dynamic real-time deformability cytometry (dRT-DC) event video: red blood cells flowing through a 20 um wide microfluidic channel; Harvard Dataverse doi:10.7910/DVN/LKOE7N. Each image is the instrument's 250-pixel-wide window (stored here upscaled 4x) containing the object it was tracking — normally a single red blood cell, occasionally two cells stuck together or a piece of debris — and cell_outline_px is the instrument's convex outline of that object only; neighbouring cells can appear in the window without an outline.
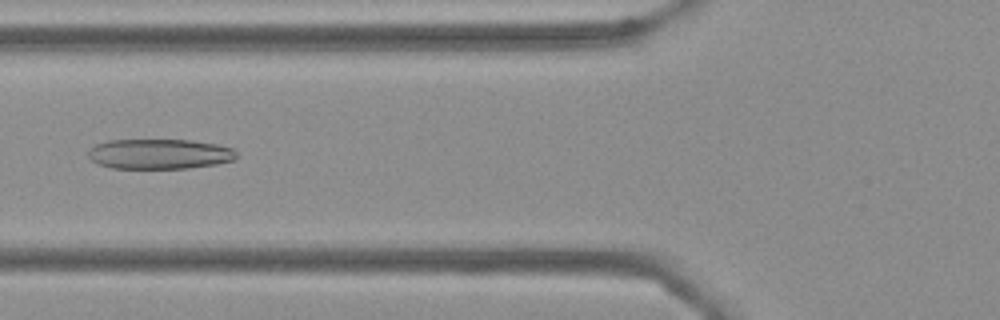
{"species": "Egyptian fruit bat (a non-hibernating species)", "species_latin": "Rousettus aegyptiacus", "temperature_condition": "cold", "stored_images_in_passage": 47, "camera_frame_rate_fps": 3000, "um_per_image_px": 0.085, "frame": {"image": 1, "passage_image": 13, "time_ms": 4.0, "image_size_px": [1000, 320], "cell_outline_px": [[236, 160], [216, 164], [188, 168], [112, 168], [96, 164], [88, 156], [88, 152], [96, 144], [108, 140], [192, 140], [216, 144], [232, 148], [236, 152]], "centroid_in_image_um": [13.56, 13.09], "position_along_channel_um": 112.2, "area_um2": 26.01}}
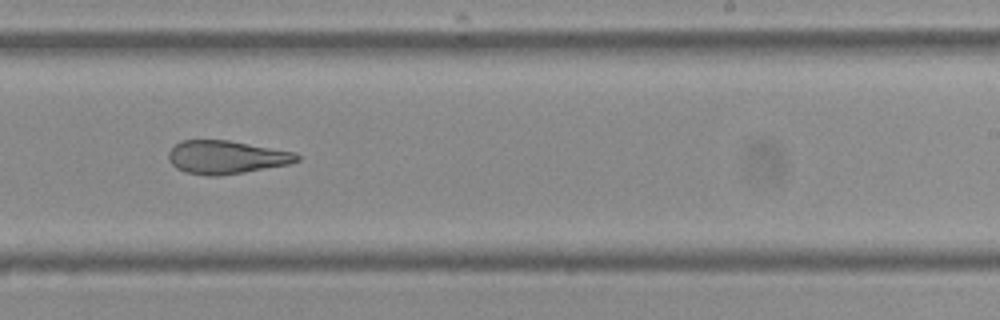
{"frame": {"image": 2, "passage_image": 26, "time_ms": 8.333, "image_size_px": [1000, 320], "cell_outline_px": [[300, 160], [292, 164], [220, 176], [208, 176], [184, 172], [176, 168], [168, 160], [168, 152], [180, 140], [228, 140], [296, 152], [300, 156]], "centroid_in_image_um": [19.25, 13.37], "position_along_channel_um": 269.8, "area_um2": 25.14}}
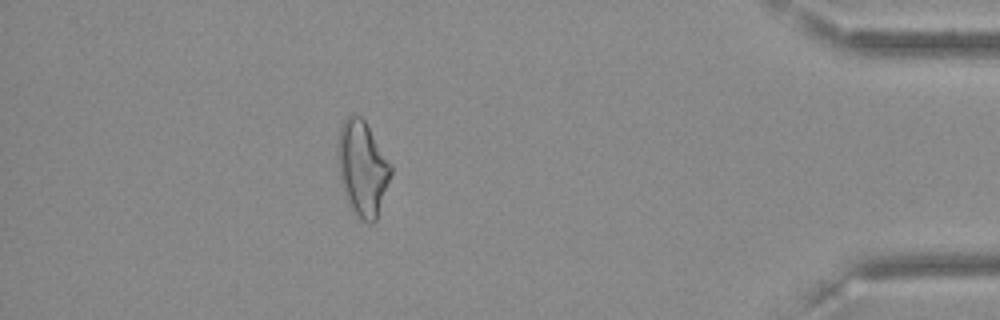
{"frame": {"image": 3, "passage_image": 41, "time_ms": 13.333, "image_size_px": [1000, 320], "cell_outline_px": [[392, 172], [376, 220], [372, 224], [368, 224], [356, 216], [352, 212], [348, 204], [340, 180], [336, 156], [340, 128], [344, 120], [348, 116], [360, 116], [364, 120], [392, 164]], "centroid_in_image_um": [30.8, 14.34], "position_along_channel_um": 404.4, "area_um2": 29.48}, "authors_computed_cell_mechanics": {"area_um2": 26.299, "velocity_mm_per_s": 3.6264, "shape_relaxation_time_tau1_ms": null, "shape_relaxation_time_tau2_ms": 4.101, "deformation_change_tau1": null, "deformation_change_tau2": 0.1485}}